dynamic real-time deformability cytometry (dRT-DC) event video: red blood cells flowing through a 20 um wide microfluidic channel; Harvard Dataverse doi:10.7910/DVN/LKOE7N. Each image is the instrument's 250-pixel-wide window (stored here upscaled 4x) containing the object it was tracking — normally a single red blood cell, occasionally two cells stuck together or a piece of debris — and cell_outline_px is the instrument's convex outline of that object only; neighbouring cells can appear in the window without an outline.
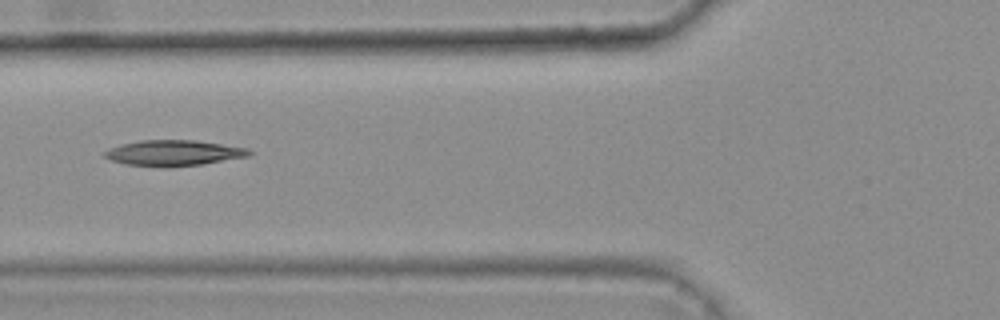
{"species": "common noctule bat (a hibernating species)", "species_latin": "Nyctalus noctula", "temperature_condition": "warm", "stored_images_in_passage": 7, "camera_frame_rate_fps": 3000, "um_per_image_px": 0.085, "animal": {"sex": "female", "body_mass_g": 25.1}, "frame": {"image": 1, "passage_image": 7, "time_ms": 2.0, "image_size_px": [1000, 320], "cell_outline_px": [[252, 152], [248, 156], [200, 164], [164, 168], [124, 164], [112, 160], [104, 156], [104, 152], [108, 148], [120, 144], [140, 140], [196, 140], [248, 148]], "centroid_in_image_um": [14.71, 13.0], "position_along_channel_um": 111.1, "area_um2": 21.68}}